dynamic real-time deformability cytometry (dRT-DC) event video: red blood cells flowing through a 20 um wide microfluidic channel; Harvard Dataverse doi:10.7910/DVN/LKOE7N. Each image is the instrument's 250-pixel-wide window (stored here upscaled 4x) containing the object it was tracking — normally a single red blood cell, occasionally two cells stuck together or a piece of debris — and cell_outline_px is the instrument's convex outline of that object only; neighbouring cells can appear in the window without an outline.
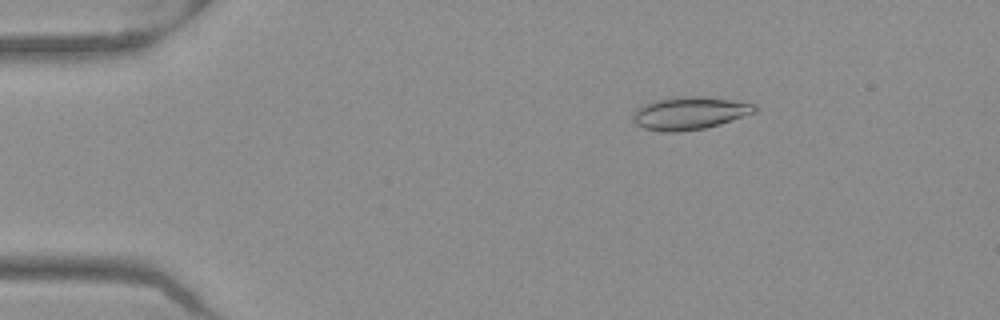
{"species": "Egyptian fruit bat (a non-hibernating species)", "species_latin": "Rousettus aegyptiacus", "temperature_condition": "warm", "stored_images_in_passage": 52, "camera_frame_rate_fps": 3000, "um_per_image_px": 0.085, "frame": {"image": 1, "passage_image": 9, "time_ms": 2.667, "image_size_px": [1000, 320], "cell_outline_px": [[756, 112], [720, 124], [704, 128], [680, 132], [660, 132], [644, 128], [636, 124], [632, 120], [632, 116], [636, 108], [644, 104], [656, 100], [676, 96], [708, 96], [756, 104]], "centroid_in_image_um": [58.59, 9.61], "position_along_channel_um": 26.4, "area_um2": 23.47}}
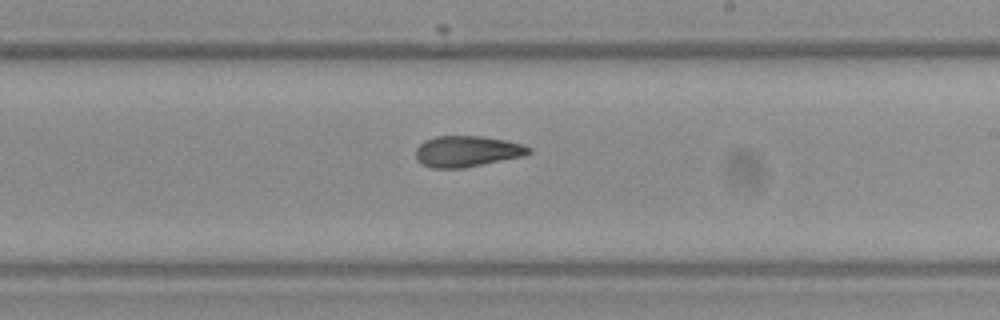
{"frame": {"image": 2, "passage_image": 31, "time_ms": 10.0, "image_size_px": [1000, 320], "cell_outline_px": [[532, 152], [524, 156], [464, 168], [432, 168], [420, 164], [416, 160], [416, 148], [424, 140], [436, 136], [484, 136], [524, 144], [532, 148]], "centroid_in_image_um": [39.7, 12.86], "position_along_channel_um": 249.3, "area_um2": 20.69}}
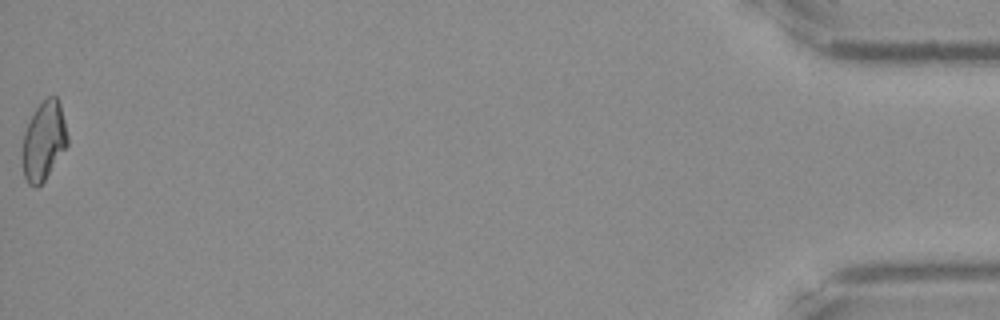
{"frame": {"image": 3, "passage_image": 52, "time_ms": 17.0, "image_size_px": [1000, 320], "cell_outline_px": [[68, 144], [44, 180], [36, 188], [28, 184], [24, 176], [20, 156], [20, 152], [24, 132], [36, 108], [48, 96], [56, 96], [60, 104], [68, 136]], "centroid_in_image_um": [3.68, 12.01], "position_along_channel_um": 431.5, "area_um2": 20.75}, "authors_computed_cell_mechanics": {"area_um2": 20.8658, "velocity_mm_per_s": 3.985, "shape_relaxation_time_tau1_ms": null, "shape_relaxation_time_tau2_ms": 4.1064, "deformation_change_tau1": null, "deformation_change_tau2": 0.0905}}